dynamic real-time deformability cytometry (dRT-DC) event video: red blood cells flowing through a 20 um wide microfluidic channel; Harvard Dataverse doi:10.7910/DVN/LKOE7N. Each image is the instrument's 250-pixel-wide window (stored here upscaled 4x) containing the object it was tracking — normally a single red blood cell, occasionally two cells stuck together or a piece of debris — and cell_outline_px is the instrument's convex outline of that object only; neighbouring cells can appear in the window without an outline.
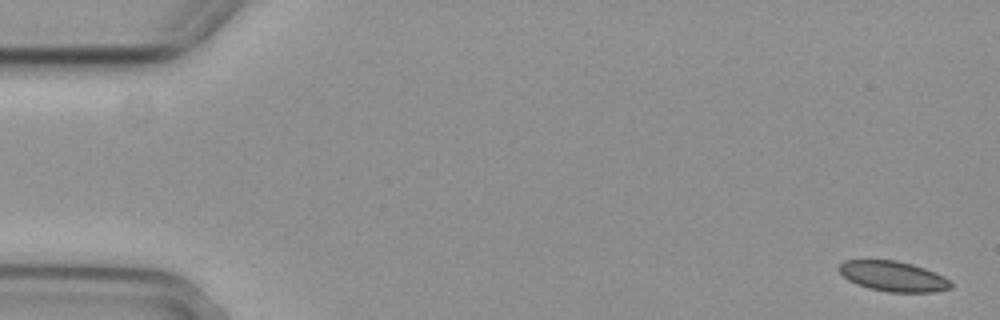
{"species": "common noctule bat (a hibernating species)", "species_latin": "Nyctalus noctula", "temperature_condition": "cold", "stored_images_in_passage": 5, "camera_frame_rate_fps": 3000, "um_per_image_px": 0.085, "animal": {"sex": "female", "body_mass_g": 29.2, "forearm_length_mm": 56.3}, "frame": {"image": 1, "passage_image": 1, "time_ms": 0.0, "image_size_px": [1000, 320], "cell_outline_px": [[952, 288], [936, 292], [888, 292], [868, 288], [856, 284], [848, 280], [836, 268], [844, 260], [896, 260], [912, 264], [924, 268], [944, 276], [952, 284]], "centroid_in_image_um": [75.9, 23.49], "position_along_channel_um": 9.1, "area_um2": 19.77}}
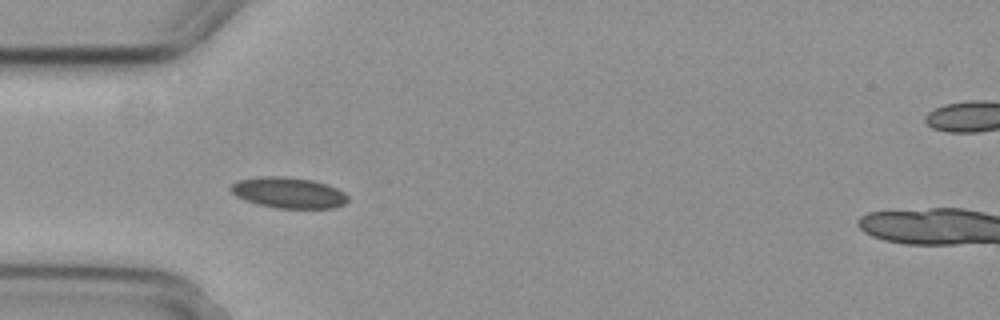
{"frame": {"image": 2, "passage_image": 5, "time_ms": 1.333, "image_size_px": [1000, 320], "cell_outline_px": [[348, 200], [344, 204], [336, 208], [276, 208], [256, 204], [244, 200], [236, 196], [228, 188], [232, 184], [240, 180], [260, 176], [280, 176], [312, 180], [328, 184], [344, 192], [348, 196]], "centroid_in_image_um": [24.52, 16.39], "position_along_channel_um": 60.5, "area_um2": 21.15}}